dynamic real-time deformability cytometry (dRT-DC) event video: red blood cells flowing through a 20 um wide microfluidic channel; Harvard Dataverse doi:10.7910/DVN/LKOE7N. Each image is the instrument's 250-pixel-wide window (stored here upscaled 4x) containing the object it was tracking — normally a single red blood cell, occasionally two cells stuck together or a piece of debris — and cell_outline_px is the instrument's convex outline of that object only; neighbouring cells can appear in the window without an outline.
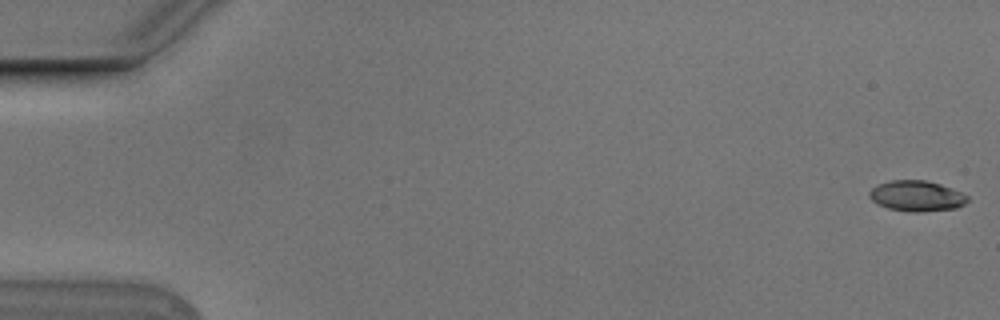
{"species": "Egyptian fruit bat (a non-hibernating species)", "species_latin": "Rousettus aegyptiacus", "temperature_condition": "cold", "stored_images_in_passage": 55, "camera_frame_rate_fps": 3000, "um_per_image_px": 0.085, "animal": {"sex": "male"}, "frame": {"image": 1, "passage_image": 1, "time_ms": 0.0, "image_size_px": [1000, 320], "cell_outline_px": [[968, 200], [964, 204], [956, 208], [916, 212], [912, 212], [888, 208], [876, 204], [868, 196], [868, 192], [876, 184], [892, 180], [924, 180], [940, 184], [960, 192], [968, 196]], "centroid_in_image_um": [77.86, 16.65], "position_along_channel_um": 7.1, "area_um2": 17.46}}
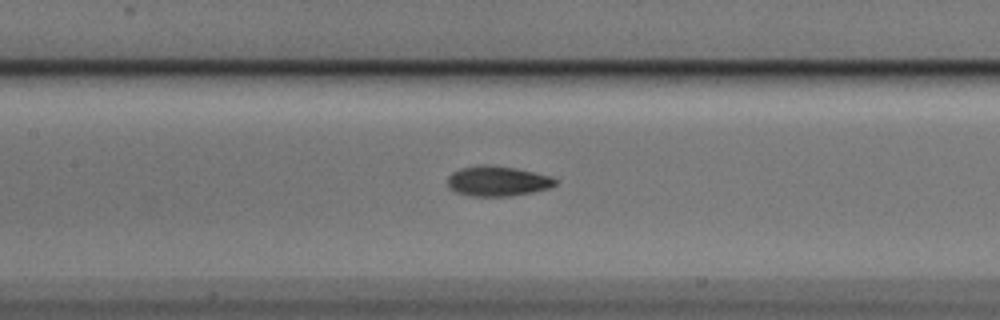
{"frame": {"image": 2, "passage_image": 26, "time_ms": 8.333, "image_size_px": [1000, 320], "cell_outline_px": [[556, 184], [548, 188], [532, 192], [508, 196], [472, 196], [456, 192], [448, 188], [448, 176], [452, 172], [460, 168], [480, 164], [488, 164], [516, 168], [552, 176], [556, 180]], "centroid_in_image_um": [42.26, 15.38], "position_along_channel_um": 165.1, "area_um2": 18.96}}
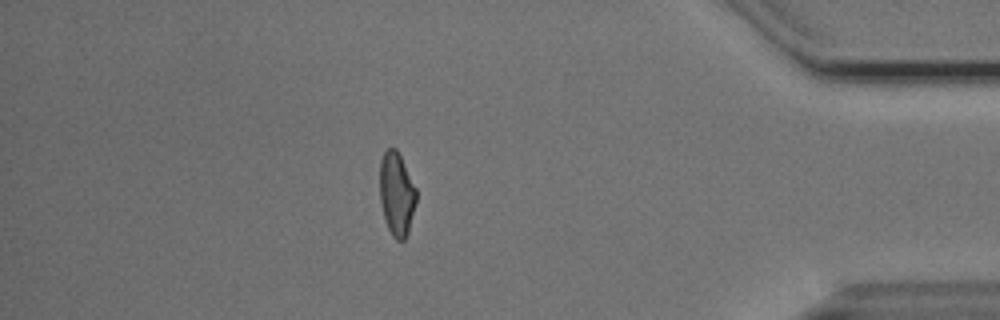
{"frame": {"image": 3, "passage_image": 48, "time_ms": 15.667, "image_size_px": [1000, 320], "cell_outline_px": [[416, 204], [408, 232], [404, 240], [396, 240], [392, 236], [384, 220], [380, 200], [380, 160], [384, 152], [388, 148], [396, 148], [416, 188]], "centroid_in_image_um": [33.7, 16.5], "position_along_channel_um": 401.5, "area_um2": 17.74}, "authors_computed_cell_mechanics": {"area_um2": 18.207, "velocity_mm_per_s": 3.7593, "shape_relaxation_time_tau1_ms": 4.6251, "shape_relaxation_time_tau2_ms": 2.4238, "deformation_change_tau1": 0.1549, "deformation_change_tau2": 0.0768}}